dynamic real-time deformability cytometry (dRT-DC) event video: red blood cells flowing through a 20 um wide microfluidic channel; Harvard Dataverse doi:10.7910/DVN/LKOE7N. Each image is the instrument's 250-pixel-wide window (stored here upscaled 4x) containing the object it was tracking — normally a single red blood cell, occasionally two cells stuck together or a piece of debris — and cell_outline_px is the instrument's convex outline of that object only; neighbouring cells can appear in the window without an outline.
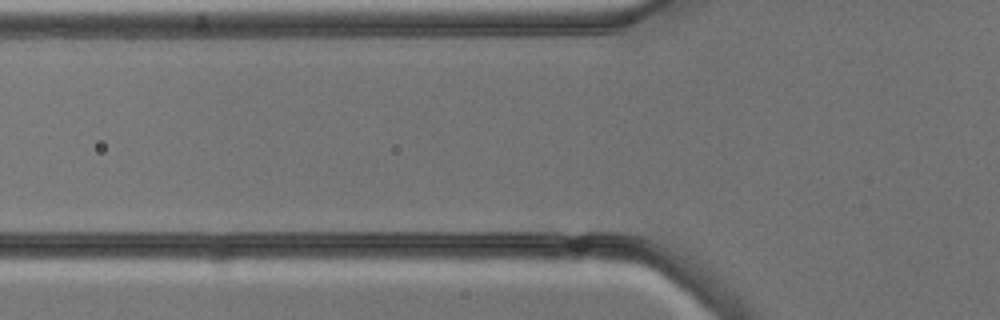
{"species": "common noctule bat (a hibernating species)", "species_latin": "Nyctalus noctula", "temperature_condition": "cold", "stored_images_in_passage": 3, "camera_frame_rate_fps": 3000, "um_per_image_px": 0.085, "animal": {"sex": "male", "body_mass_g": 13.3}, "frame": {"image": 1, "passage_image": 2, "time_ms": 0.333, "image_size_px": [1000, 320], "cell_outline_px": [[672, 280], [452, 260], [452, 252], [496, 244], [600, 244], [652, 264], [668, 276]], "centroid_in_image_um": [47.84, 22.0], "position_along_channel_um": 78.0, "area_um2": 32.31}}